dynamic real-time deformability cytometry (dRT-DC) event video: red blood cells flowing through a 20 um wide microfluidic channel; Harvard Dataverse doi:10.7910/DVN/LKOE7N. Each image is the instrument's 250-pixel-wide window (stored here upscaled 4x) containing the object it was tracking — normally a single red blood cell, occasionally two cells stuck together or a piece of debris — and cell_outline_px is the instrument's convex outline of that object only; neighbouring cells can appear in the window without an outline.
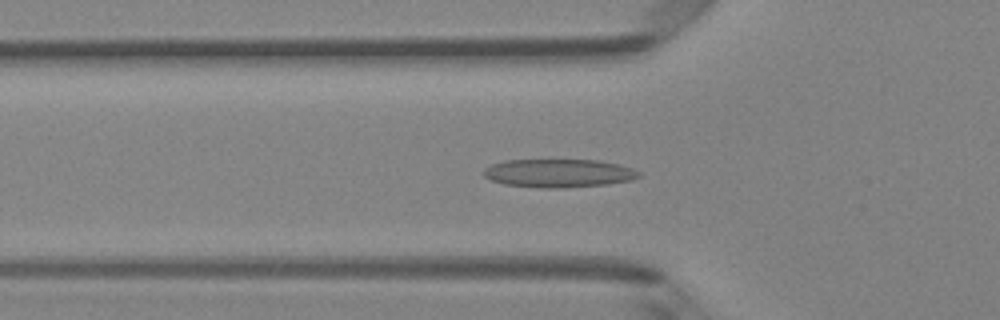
{"species": "Egyptian fruit bat (a non-hibernating species)", "species_latin": "Rousettus aegyptiacus", "temperature_condition": "room temperature", "stored_images_in_passage": 41, "camera_frame_rate_fps": 3000, "um_per_image_px": 0.085, "animal": {"sex": "female"}, "frame": {"image": 1, "passage_image": 8, "time_ms": 2.333, "image_size_px": [1000, 320], "cell_outline_px": [[640, 176], [632, 180], [608, 184], [564, 188], [540, 188], [504, 184], [492, 180], [484, 176], [480, 172], [484, 168], [492, 164], [504, 160], [600, 160], [632, 168], [640, 172]], "centroid_in_image_um": [47.46, 14.72], "position_along_channel_um": 78.3, "area_um2": 25.78}}
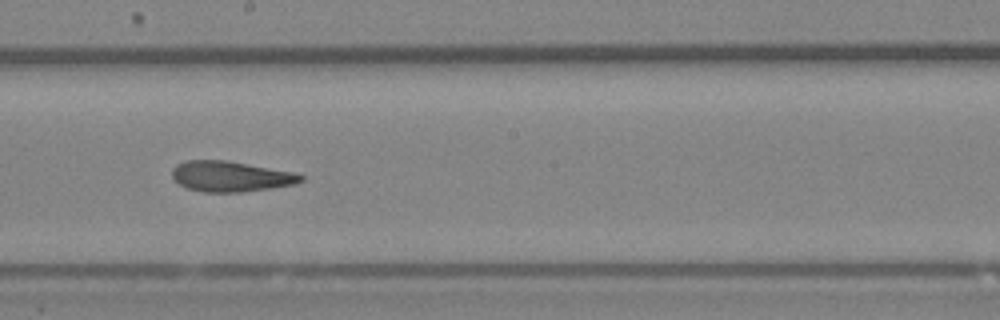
{"frame": {"image": 2, "passage_image": 19, "time_ms": 6.0, "image_size_px": [1000, 320], "cell_outline_px": [[304, 180], [292, 184], [268, 188], [240, 192], [204, 192], [188, 188], [180, 184], [172, 176], [172, 168], [176, 164], [184, 160], [228, 160], [296, 172], [304, 176]], "centroid_in_image_um": [19.6, 14.97], "position_along_channel_um": 228.6, "area_um2": 22.89}}
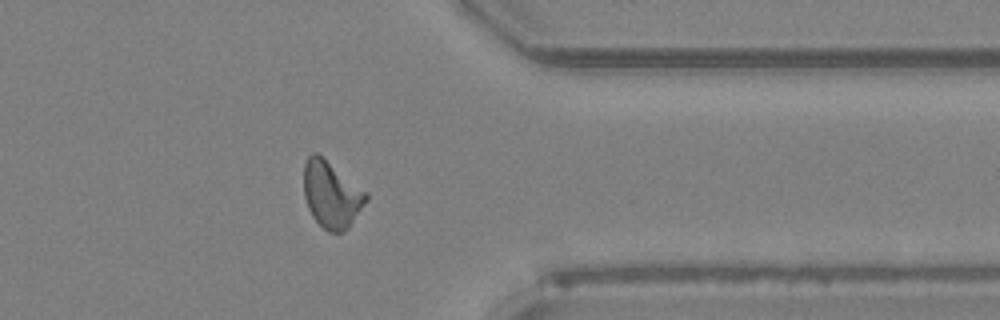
{"frame": {"image": 3, "passage_image": 31, "time_ms": 10.0, "image_size_px": [1000, 320], "cell_outline_px": [[368, 200], [348, 228], [344, 232], [328, 232], [312, 216], [308, 208], [304, 196], [304, 164], [308, 156], [312, 152], [316, 152], [368, 192]], "centroid_in_image_um": [28.18, 16.54], "position_along_channel_um": 383.2, "area_um2": 24.16}, "authors_computed_cell_mechanics": {"area_um2": 23.1778, "velocity_mm_per_s": 4.099, "shape_relaxation_time_tau1_ms": null, "shape_relaxation_time_tau2_ms": 2.9631, "deformation_change_tau1": null, "deformation_change_tau2": 0.1158}}